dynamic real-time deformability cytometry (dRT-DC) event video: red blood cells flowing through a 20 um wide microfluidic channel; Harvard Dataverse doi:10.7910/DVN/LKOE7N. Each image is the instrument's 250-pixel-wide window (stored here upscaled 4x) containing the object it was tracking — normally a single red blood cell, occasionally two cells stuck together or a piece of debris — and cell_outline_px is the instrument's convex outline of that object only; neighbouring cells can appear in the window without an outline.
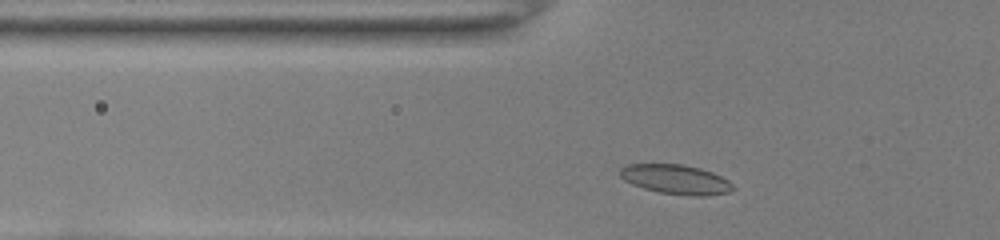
{"species": "common noctule bat (a hibernating species)", "species_latin": "Nyctalus noctula", "temperature_condition": "room temperature", "stored_images_in_passage": 31, "camera_frame_rate_fps": 3000, "um_per_image_px": 0.085, "animal": {"sex": "female", "body_mass_g": 22.0, "forearm_length_mm": 56.7}, "frame": {"image": 1, "passage_image": 4, "time_ms": 1.0, "image_size_px": [1000, 240], "cell_outline_px": [[736, 188], [728, 192], [708, 196], [692, 196], [656, 192], [632, 184], [624, 180], [616, 172], [624, 164], [684, 164], [700, 168], [712, 172], [728, 180]], "centroid_in_image_um": [57.41, 15.24], "position_along_channel_um": 68.4, "area_um2": 19.71}}
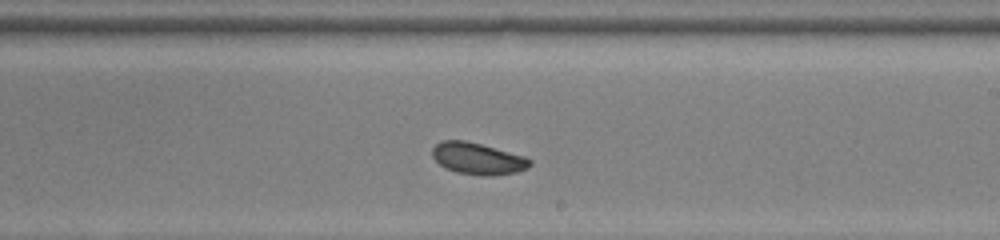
{"frame": {"image": 2, "passage_image": 18, "time_ms": 5.667, "image_size_px": [1000, 240], "cell_outline_px": [[532, 164], [528, 168], [516, 172], [492, 176], [484, 176], [456, 172], [444, 168], [432, 156], [432, 148], [440, 140], [464, 140], [480, 144], [524, 156], [532, 160]], "centroid_in_image_um": [40.6, 13.48], "position_along_channel_um": 248.4, "area_um2": 18.03}}
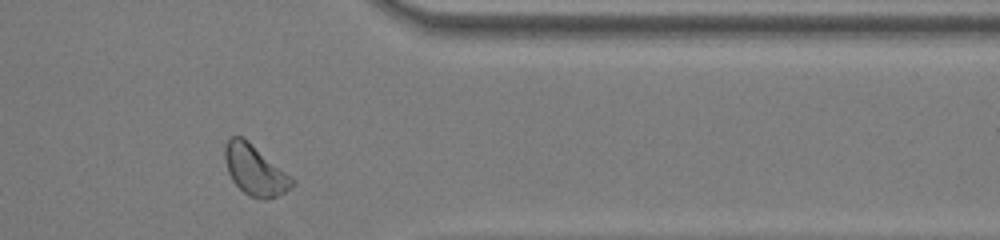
{"frame": {"image": 3, "passage_image": 29, "time_ms": 9.333, "image_size_px": [1000, 240], "cell_outline_px": [[296, 184], [284, 192], [276, 196], [264, 200], [252, 196], [244, 192], [232, 180], [228, 172], [224, 156], [224, 148], [228, 140], [232, 136], [240, 136], [248, 140], [296, 180]], "centroid_in_image_um": [21.68, 14.45], "position_along_channel_um": 389.7, "area_um2": 19.54}, "authors_computed_cell_mechanics": {"area_um2": 18.3226, "velocity_mm_per_s": 3.9733, "shape_relaxation_time_tau1_ms": 1.4176, "shape_relaxation_time_tau2_ms": 6.2414, "deformation_change_tau1": 0.061, "deformation_change_tau2": 0.1005}}